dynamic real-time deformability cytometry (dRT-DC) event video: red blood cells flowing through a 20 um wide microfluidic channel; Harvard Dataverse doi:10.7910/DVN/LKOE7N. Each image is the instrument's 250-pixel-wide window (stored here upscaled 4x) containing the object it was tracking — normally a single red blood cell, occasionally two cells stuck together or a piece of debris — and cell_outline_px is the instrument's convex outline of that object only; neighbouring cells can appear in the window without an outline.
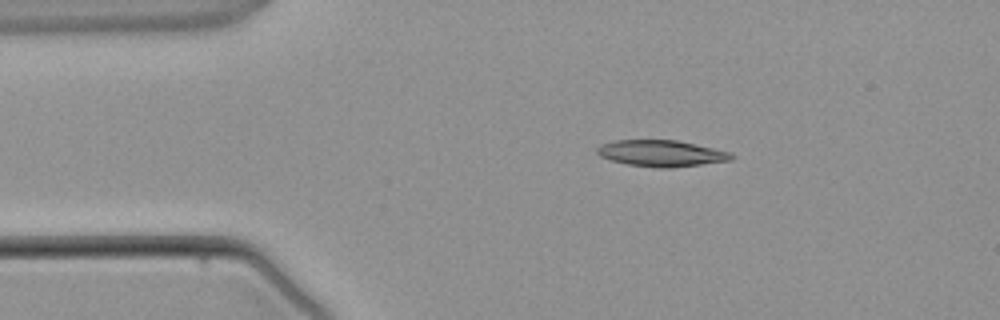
{"species": "common noctule bat (a hibernating species)", "species_latin": "Nyctalus noctula", "temperature_condition": "warm", "stored_images_in_passage": 3, "camera_frame_rate_fps": 3000, "um_per_image_px": 0.085, "animal": {"sex": "male", "body_mass_g": 21.5, "forearm_length_mm": 52.0}, "frame": {"image": 1, "passage_image": 2, "time_ms": 1.333, "image_size_px": [1000, 320], "cell_outline_px": [[736, 156], [732, 160], [672, 168], [656, 168], [628, 164], [612, 160], [600, 156], [596, 152], [596, 148], [600, 144], [616, 140], [676, 140], [732, 152]], "centroid_in_image_um": [56.23, 13.03], "position_along_channel_um": 28.8, "area_um2": 20.69}}
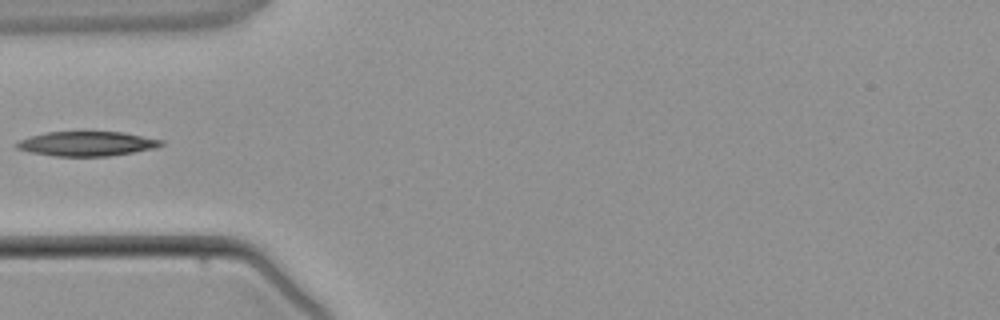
{"frame": {"image": 2, "passage_image": 3, "time_ms": 3.333, "image_size_px": [1000, 320], "cell_outline_px": [[164, 144], [156, 148], [108, 156], [56, 156], [32, 152], [16, 148], [12, 144], [28, 136], [48, 132], [124, 132], [164, 140]], "centroid_in_image_um": [7.38, 12.21], "position_along_channel_um": 77.6, "area_um2": 20.69}}